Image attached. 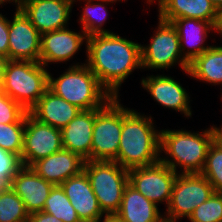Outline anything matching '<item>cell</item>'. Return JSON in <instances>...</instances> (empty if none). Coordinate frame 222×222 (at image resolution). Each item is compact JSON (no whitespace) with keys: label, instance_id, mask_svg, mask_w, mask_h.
<instances>
[{"label":"cell","instance_id":"obj_1","mask_svg":"<svg viewBox=\"0 0 222 222\" xmlns=\"http://www.w3.org/2000/svg\"><path fill=\"white\" fill-rule=\"evenodd\" d=\"M87 67L100 84L118 97L121 84L134 69L141 66V44L127 40L116 33L87 36Z\"/></svg>","mask_w":222,"mask_h":222},{"label":"cell","instance_id":"obj_2","mask_svg":"<svg viewBox=\"0 0 222 222\" xmlns=\"http://www.w3.org/2000/svg\"><path fill=\"white\" fill-rule=\"evenodd\" d=\"M153 124L151 116L122 106V132L114 162L127 170L159 162L161 131Z\"/></svg>","mask_w":222,"mask_h":222},{"label":"cell","instance_id":"obj_3","mask_svg":"<svg viewBox=\"0 0 222 222\" xmlns=\"http://www.w3.org/2000/svg\"><path fill=\"white\" fill-rule=\"evenodd\" d=\"M219 128L213 125L202 133L182 129L160 130V151L168 155L160 157V161L177 174V167L181 168L182 174H200L205 165L209 146L217 138Z\"/></svg>","mask_w":222,"mask_h":222},{"label":"cell","instance_id":"obj_4","mask_svg":"<svg viewBox=\"0 0 222 222\" xmlns=\"http://www.w3.org/2000/svg\"><path fill=\"white\" fill-rule=\"evenodd\" d=\"M48 89L81 111L100 109L112 98L85 63L69 66L56 79L49 72Z\"/></svg>","mask_w":222,"mask_h":222},{"label":"cell","instance_id":"obj_5","mask_svg":"<svg viewBox=\"0 0 222 222\" xmlns=\"http://www.w3.org/2000/svg\"><path fill=\"white\" fill-rule=\"evenodd\" d=\"M48 76L49 71L40 62L9 60L2 92L29 112L48 89Z\"/></svg>","mask_w":222,"mask_h":222},{"label":"cell","instance_id":"obj_6","mask_svg":"<svg viewBox=\"0 0 222 222\" xmlns=\"http://www.w3.org/2000/svg\"><path fill=\"white\" fill-rule=\"evenodd\" d=\"M92 190L105 215H115L129 183L128 170L114 161H86L84 165Z\"/></svg>","mask_w":222,"mask_h":222},{"label":"cell","instance_id":"obj_7","mask_svg":"<svg viewBox=\"0 0 222 222\" xmlns=\"http://www.w3.org/2000/svg\"><path fill=\"white\" fill-rule=\"evenodd\" d=\"M112 97L102 108L95 109L90 161H114L122 132V104Z\"/></svg>","mask_w":222,"mask_h":222},{"label":"cell","instance_id":"obj_8","mask_svg":"<svg viewBox=\"0 0 222 222\" xmlns=\"http://www.w3.org/2000/svg\"><path fill=\"white\" fill-rule=\"evenodd\" d=\"M158 21L157 30L152 36L150 44L141 45V69L164 70L178 63L186 72L189 69V64L183 59L175 26L160 18Z\"/></svg>","mask_w":222,"mask_h":222},{"label":"cell","instance_id":"obj_9","mask_svg":"<svg viewBox=\"0 0 222 222\" xmlns=\"http://www.w3.org/2000/svg\"><path fill=\"white\" fill-rule=\"evenodd\" d=\"M213 193L212 185L201 174L178 173L165 217L173 222L184 217L189 218L194 209L208 200Z\"/></svg>","mask_w":222,"mask_h":222},{"label":"cell","instance_id":"obj_10","mask_svg":"<svg viewBox=\"0 0 222 222\" xmlns=\"http://www.w3.org/2000/svg\"><path fill=\"white\" fill-rule=\"evenodd\" d=\"M63 149L61 129L36 120L25 113V129L21 161L30 167L34 162Z\"/></svg>","mask_w":222,"mask_h":222},{"label":"cell","instance_id":"obj_11","mask_svg":"<svg viewBox=\"0 0 222 222\" xmlns=\"http://www.w3.org/2000/svg\"><path fill=\"white\" fill-rule=\"evenodd\" d=\"M177 173L161 161L128 170L129 184L148 200L168 206Z\"/></svg>","mask_w":222,"mask_h":222},{"label":"cell","instance_id":"obj_12","mask_svg":"<svg viewBox=\"0 0 222 222\" xmlns=\"http://www.w3.org/2000/svg\"><path fill=\"white\" fill-rule=\"evenodd\" d=\"M73 0H18V7L42 34L68 27Z\"/></svg>","mask_w":222,"mask_h":222},{"label":"cell","instance_id":"obj_13","mask_svg":"<svg viewBox=\"0 0 222 222\" xmlns=\"http://www.w3.org/2000/svg\"><path fill=\"white\" fill-rule=\"evenodd\" d=\"M16 7L12 21L9 20L8 59L39 62L41 33L23 11Z\"/></svg>","mask_w":222,"mask_h":222},{"label":"cell","instance_id":"obj_14","mask_svg":"<svg viewBox=\"0 0 222 222\" xmlns=\"http://www.w3.org/2000/svg\"><path fill=\"white\" fill-rule=\"evenodd\" d=\"M81 33L71 31L67 27L42 33L39 62L46 67L51 62L69 61L83 45V42L87 41L86 33L83 30Z\"/></svg>","mask_w":222,"mask_h":222},{"label":"cell","instance_id":"obj_15","mask_svg":"<svg viewBox=\"0 0 222 222\" xmlns=\"http://www.w3.org/2000/svg\"><path fill=\"white\" fill-rule=\"evenodd\" d=\"M81 222H100L106 215L100 209L89 178L83 170L61 185Z\"/></svg>","mask_w":222,"mask_h":222},{"label":"cell","instance_id":"obj_16","mask_svg":"<svg viewBox=\"0 0 222 222\" xmlns=\"http://www.w3.org/2000/svg\"><path fill=\"white\" fill-rule=\"evenodd\" d=\"M86 160L78 154L62 149L34 162L30 167L47 182L61 185L64 181L80 174Z\"/></svg>","mask_w":222,"mask_h":222},{"label":"cell","instance_id":"obj_17","mask_svg":"<svg viewBox=\"0 0 222 222\" xmlns=\"http://www.w3.org/2000/svg\"><path fill=\"white\" fill-rule=\"evenodd\" d=\"M53 186L26 166L18 171L10 183V188L21 198L29 214L43 211Z\"/></svg>","mask_w":222,"mask_h":222},{"label":"cell","instance_id":"obj_18","mask_svg":"<svg viewBox=\"0 0 222 222\" xmlns=\"http://www.w3.org/2000/svg\"><path fill=\"white\" fill-rule=\"evenodd\" d=\"M141 85L163 107L181 112L187 118L192 116L190 97L186 89L172 77L150 75L142 79Z\"/></svg>","mask_w":222,"mask_h":222},{"label":"cell","instance_id":"obj_19","mask_svg":"<svg viewBox=\"0 0 222 222\" xmlns=\"http://www.w3.org/2000/svg\"><path fill=\"white\" fill-rule=\"evenodd\" d=\"M95 109L80 111L61 129L63 149L90 161Z\"/></svg>","mask_w":222,"mask_h":222},{"label":"cell","instance_id":"obj_20","mask_svg":"<svg viewBox=\"0 0 222 222\" xmlns=\"http://www.w3.org/2000/svg\"><path fill=\"white\" fill-rule=\"evenodd\" d=\"M171 23L178 32L180 50L183 54V59L188 64L192 63L199 55L211 47L205 46L203 43L208 33L213 31L211 22L195 18H178ZM184 45H187L189 50Z\"/></svg>","mask_w":222,"mask_h":222},{"label":"cell","instance_id":"obj_21","mask_svg":"<svg viewBox=\"0 0 222 222\" xmlns=\"http://www.w3.org/2000/svg\"><path fill=\"white\" fill-rule=\"evenodd\" d=\"M80 111L78 107L47 89L39 101L30 109L29 113L42 123L62 129Z\"/></svg>","mask_w":222,"mask_h":222},{"label":"cell","instance_id":"obj_22","mask_svg":"<svg viewBox=\"0 0 222 222\" xmlns=\"http://www.w3.org/2000/svg\"><path fill=\"white\" fill-rule=\"evenodd\" d=\"M159 18L172 22L178 18H195L213 24L217 8L210 0H156ZM155 2L150 0V4Z\"/></svg>","mask_w":222,"mask_h":222},{"label":"cell","instance_id":"obj_23","mask_svg":"<svg viewBox=\"0 0 222 222\" xmlns=\"http://www.w3.org/2000/svg\"><path fill=\"white\" fill-rule=\"evenodd\" d=\"M115 216L123 222H158L164 217L156 204L129 183L124 190L122 202Z\"/></svg>","mask_w":222,"mask_h":222},{"label":"cell","instance_id":"obj_24","mask_svg":"<svg viewBox=\"0 0 222 222\" xmlns=\"http://www.w3.org/2000/svg\"><path fill=\"white\" fill-rule=\"evenodd\" d=\"M195 80L222 84V47L212 46L199 55L185 72Z\"/></svg>","mask_w":222,"mask_h":222},{"label":"cell","instance_id":"obj_25","mask_svg":"<svg viewBox=\"0 0 222 222\" xmlns=\"http://www.w3.org/2000/svg\"><path fill=\"white\" fill-rule=\"evenodd\" d=\"M43 211L62 222H81L76 210L60 185H55L51 189Z\"/></svg>","mask_w":222,"mask_h":222},{"label":"cell","instance_id":"obj_26","mask_svg":"<svg viewBox=\"0 0 222 222\" xmlns=\"http://www.w3.org/2000/svg\"><path fill=\"white\" fill-rule=\"evenodd\" d=\"M28 217L21 198L10 187L0 189V222H28Z\"/></svg>","mask_w":222,"mask_h":222},{"label":"cell","instance_id":"obj_27","mask_svg":"<svg viewBox=\"0 0 222 222\" xmlns=\"http://www.w3.org/2000/svg\"><path fill=\"white\" fill-rule=\"evenodd\" d=\"M73 2L77 1L73 0ZM85 2L87 3L86 6H84V11L82 12V15L79 16V22L82 24L83 32L86 33L87 36L113 33L102 28L108 15L104 2L94 3L92 0H85Z\"/></svg>","mask_w":222,"mask_h":222},{"label":"cell","instance_id":"obj_28","mask_svg":"<svg viewBox=\"0 0 222 222\" xmlns=\"http://www.w3.org/2000/svg\"><path fill=\"white\" fill-rule=\"evenodd\" d=\"M200 174L210 182L214 192L222 193V144L217 139L209 146Z\"/></svg>","mask_w":222,"mask_h":222},{"label":"cell","instance_id":"obj_29","mask_svg":"<svg viewBox=\"0 0 222 222\" xmlns=\"http://www.w3.org/2000/svg\"><path fill=\"white\" fill-rule=\"evenodd\" d=\"M24 129L25 114L16 123H0V148L4 151L18 154L21 157Z\"/></svg>","mask_w":222,"mask_h":222},{"label":"cell","instance_id":"obj_30","mask_svg":"<svg viewBox=\"0 0 222 222\" xmlns=\"http://www.w3.org/2000/svg\"><path fill=\"white\" fill-rule=\"evenodd\" d=\"M188 220L190 222H222V193L214 192L208 200L194 209Z\"/></svg>","mask_w":222,"mask_h":222},{"label":"cell","instance_id":"obj_31","mask_svg":"<svg viewBox=\"0 0 222 222\" xmlns=\"http://www.w3.org/2000/svg\"><path fill=\"white\" fill-rule=\"evenodd\" d=\"M26 112L19 103L0 91V123H16Z\"/></svg>","mask_w":222,"mask_h":222},{"label":"cell","instance_id":"obj_32","mask_svg":"<svg viewBox=\"0 0 222 222\" xmlns=\"http://www.w3.org/2000/svg\"><path fill=\"white\" fill-rule=\"evenodd\" d=\"M22 167L23 164L18 154L10 153L0 148V175L9 183Z\"/></svg>","mask_w":222,"mask_h":222},{"label":"cell","instance_id":"obj_33","mask_svg":"<svg viewBox=\"0 0 222 222\" xmlns=\"http://www.w3.org/2000/svg\"><path fill=\"white\" fill-rule=\"evenodd\" d=\"M9 50V20L0 13V54L8 57Z\"/></svg>","mask_w":222,"mask_h":222},{"label":"cell","instance_id":"obj_34","mask_svg":"<svg viewBox=\"0 0 222 222\" xmlns=\"http://www.w3.org/2000/svg\"><path fill=\"white\" fill-rule=\"evenodd\" d=\"M28 222H62L44 211L29 214Z\"/></svg>","mask_w":222,"mask_h":222},{"label":"cell","instance_id":"obj_35","mask_svg":"<svg viewBox=\"0 0 222 222\" xmlns=\"http://www.w3.org/2000/svg\"><path fill=\"white\" fill-rule=\"evenodd\" d=\"M213 31L218 32L222 36V8L217 9L213 22Z\"/></svg>","mask_w":222,"mask_h":222},{"label":"cell","instance_id":"obj_36","mask_svg":"<svg viewBox=\"0 0 222 222\" xmlns=\"http://www.w3.org/2000/svg\"><path fill=\"white\" fill-rule=\"evenodd\" d=\"M9 61L8 57L0 54V91H2L4 84V74L7 62Z\"/></svg>","mask_w":222,"mask_h":222},{"label":"cell","instance_id":"obj_37","mask_svg":"<svg viewBox=\"0 0 222 222\" xmlns=\"http://www.w3.org/2000/svg\"><path fill=\"white\" fill-rule=\"evenodd\" d=\"M102 220H103L102 222H123L115 215H106Z\"/></svg>","mask_w":222,"mask_h":222},{"label":"cell","instance_id":"obj_38","mask_svg":"<svg viewBox=\"0 0 222 222\" xmlns=\"http://www.w3.org/2000/svg\"><path fill=\"white\" fill-rule=\"evenodd\" d=\"M4 187H10V183L2 175H0V189Z\"/></svg>","mask_w":222,"mask_h":222},{"label":"cell","instance_id":"obj_39","mask_svg":"<svg viewBox=\"0 0 222 222\" xmlns=\"http://www.w3.org/2000/svg\"><path fill=\"white\" fill-rule=\"evenodd\" d=\"M217 9L222 8V0H210Z\"/></svg>","mask_w":222,"mask_h":222},{"label":"cell","instance_id":"obj_40","mask_svg":"<svg viewBox=\"0 0 222 222\" xmlns=\"http://www.w3.org/2000/svg\"><path fill=\"white\" fill-rule=\"evenodd\" d=\"M222 144V126L219 128L218 135L216 138Z\"/></svg>","mask_w":222,"mask_h":222},{"label":"cell","instance_id":"obj_41","mask_svg":"<svg viewBox=\"0 0 222 222\" xmlns=\"http://www.w3.org/2000/svg\"><path fill=\"white\" fill-rule=\"evenodd\" d=\"M92 1H97V2H104L105 4H109V3H113V2H117V1H121V0H92ZM123 1V0H122ZM125 1V0H124Z\"/></svg>","mask_w":222,"mask_h":222},{"label":"cell","instance_id":"obj_42","mask_svg":"<svg viewBox=\"0 0 222 222\" xmlns=\"http://www.w3.org/2000/svg\"><path fill=\"white\" fill-rule=\"evenodd\" d=\"M13 2V3H15L16 5H18V0H0V5L2 4H4L5 2L7 3H10V2Z\"/></svg>","mask_w":222,"mask_h":222},{"label":"cell","instance_id":"obj_43","mask_svg":"<svg viewBox=\"0 0 222 222\" xmlns=\"http://www.w3.org/2000/svg\"><path fill=\"white\" fill-rule=\"evenodd\" d=\"M158 222H173V221H171L170 219L166 218L165 214H164V217L161 220H159Z\"/></svg>","mask_w":222,"mask_h":222}]
</instances>
